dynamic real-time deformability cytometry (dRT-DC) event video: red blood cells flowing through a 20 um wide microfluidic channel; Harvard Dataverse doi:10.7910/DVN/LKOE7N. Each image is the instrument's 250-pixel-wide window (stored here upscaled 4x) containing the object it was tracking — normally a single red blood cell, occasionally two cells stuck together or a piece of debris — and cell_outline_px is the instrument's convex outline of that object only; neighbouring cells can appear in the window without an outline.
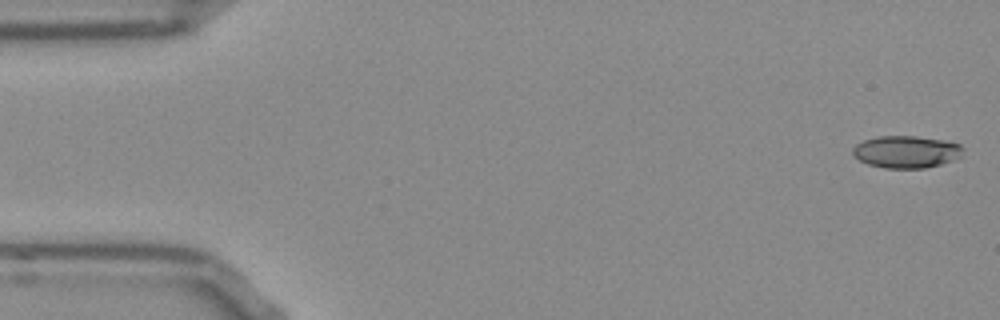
{"species": "Egyptian fruit bat (a non-hibernating species)", "species_latin": "Rousettus aegyptiacus", "temperature_condition": "room temperature", "stored_images_in_passage": 10, "camera_frame_rate_fps": 3000, "um_per_image_px": 0.085, "frame": {"image": 1, "passage_image": 1, "time_ms": 0.0, "image_size_px": [1000, 320], "cell_outline_px": [[964, 148], [960, 156], [952, 160], [940, 164], [924, 168], [884, 168], [868, 164], [860, 160], [852, 152], [852, 148], [856, 144], [864, 140], [876, 136], [916, 136], [940, 140], [960, 144]], "centroid_in_image_um": [77.01, 12.9], "position_along_channel_um": 8.0, "area_um2": 20.52}}